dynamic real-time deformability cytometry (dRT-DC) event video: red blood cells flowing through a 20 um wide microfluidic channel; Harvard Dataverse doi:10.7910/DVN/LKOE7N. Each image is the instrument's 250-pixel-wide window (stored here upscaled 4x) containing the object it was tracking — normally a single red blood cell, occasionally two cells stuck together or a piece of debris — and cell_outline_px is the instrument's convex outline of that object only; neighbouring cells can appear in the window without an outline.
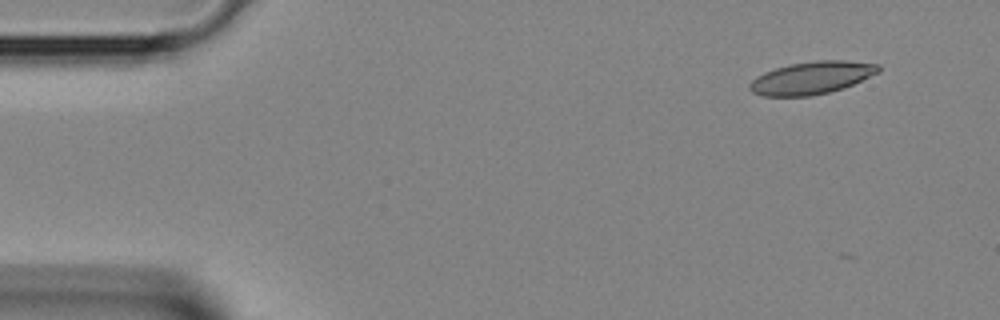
{"species": "Egyptian fruit bat (a non-hibernating species)", "species_latin": "Rousettus aegyptiacus", "temperature_condition": "room temperature", "stored_images_in_passage": 2, "camera_frame_rate_fps": 3000, "um_per_image_px": 0.085, "animal": {"sex": "female"}, "frame": {"image": 1, "passage_image": 1, "time_ms": 0.0, "image_size_px": [1000, 320], "cell_outline_px": [[880, 72], [844, 88], [812, 96], [760, 96], [752, 92], [748, 88], [748, 84], [756, 76], [764, 72], [776, 68], [792, 64], [816, 60], [844, 60], [880, 64]], "centroid_in_image_um": [68.98, 6.62], "position_along_channel_um": 16.0, "area_um2": 24.57}}